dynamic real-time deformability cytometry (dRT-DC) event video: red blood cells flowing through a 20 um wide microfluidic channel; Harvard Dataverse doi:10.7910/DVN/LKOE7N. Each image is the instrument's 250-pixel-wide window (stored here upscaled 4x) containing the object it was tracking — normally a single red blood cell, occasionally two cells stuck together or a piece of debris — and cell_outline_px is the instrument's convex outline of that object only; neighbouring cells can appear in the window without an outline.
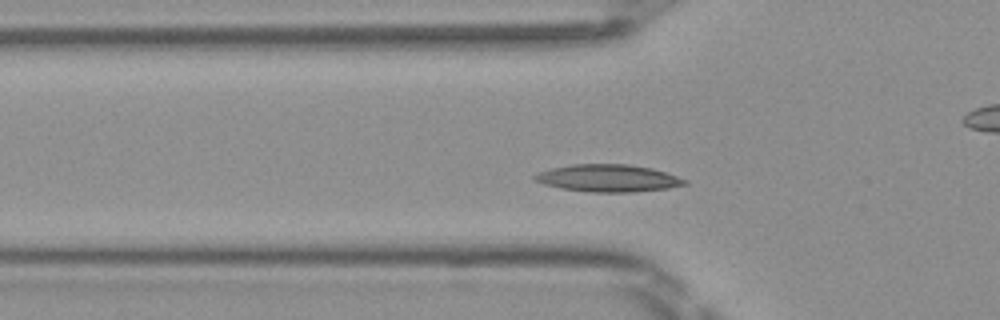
{"species": "Egyptian fruit bat (a non-hibernating species)", "species_latin": "Rousettus aegyptiacus", "temperature_condition": "room temperature", "stored_images_in_passage": 45, "camera_frame_rate_fps": 3000, "um_per_image_px": 0.085, "frame": {"image": 1, "passage_image": 10, "time_ms": 3.0, "image_size_px": [1000, 320], "cell_outline_px": [[688, 184], [668, 188], [636, 192], [588, 192], [560, 188], [544, 184], [532, 180], [532, 176], [536, 172], [552, 168], [572, 164], [628, 164], [652, 168], [688, 180]], "centroid_in_image_um": [51.65, 15.15], "position_along_channel_um": 74.1, "area_um2": 24.04}}
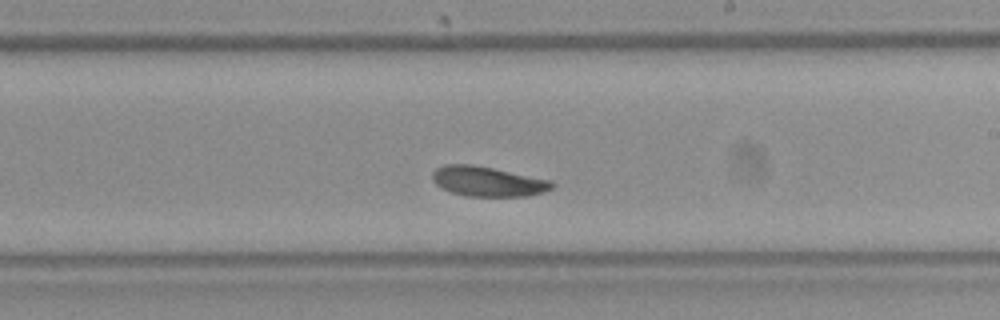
{"frame": {"image": 2, "passage_image": 23, "time_ms": 7.333, "image_size_px": [1000, 320], "cell_outline_px": [[556, 184], [552, 188], [544, 192], [528, 196], [464, 196], [452, 192], [436, 184], [432, 180], [432, 172], [436, 168], [444, 164], [472, 164], [552, 180]], "centroid_in_image_um": [41.47, 15.42], "position_along_channel_um": 247.5, "area_um2": 20.87}}
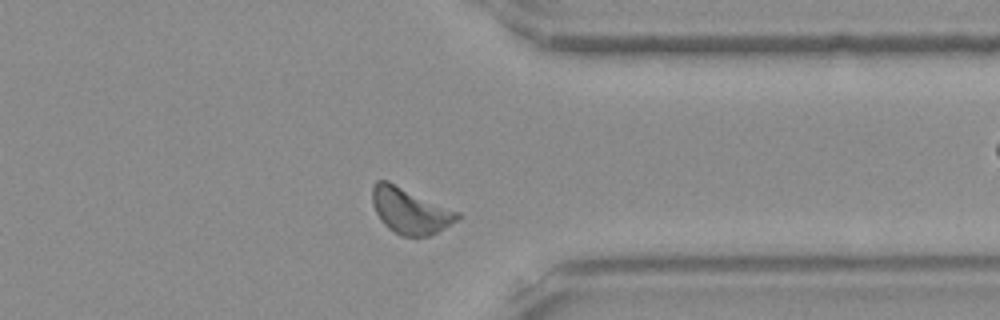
{"frame": {"image": 3, "passage_image": 33, "time_ms": 10.667, "image_size_px": [1000, 320], "cell_outline_px": [[464, 216], [444, 228], [428, 236], [400, 236], [388, 228], [380, 220], [372, 204], [372, 188], [376, 180], [388, 180], [460, 212]], "centroid_in_image_um": [34.86, 17.9], "position_along_channel_um": 376.5, "area_um2": 22.89}, "authors_computed_cell_mechanics": {"area_um2": 21.386, "velocity_mm_per_s": 3.9916, "shape_relaxation_time_tau1_ms": 2.6934, "shape_relaxation_time_tau2_ms": 9.4345, "deformation_change_tau1": 0.084, "deformation_change_tau2": 0.1742}}